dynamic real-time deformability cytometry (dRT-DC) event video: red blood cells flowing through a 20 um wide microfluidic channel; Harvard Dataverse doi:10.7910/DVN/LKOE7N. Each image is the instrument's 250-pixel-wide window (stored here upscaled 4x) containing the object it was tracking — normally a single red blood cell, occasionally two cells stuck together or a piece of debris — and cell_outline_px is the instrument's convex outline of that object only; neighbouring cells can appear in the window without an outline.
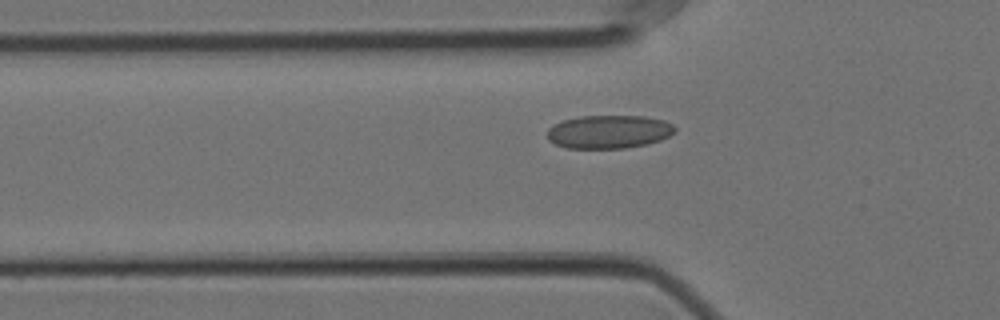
{"species": "Egyptian fruit bat (a non-hibernating species)", "species_latin": "Rousettus aegyptiacus", "temperature_condition": "cold", "stored_images_in_passage": 52, "camera_frame_rate_fps": 3000, "um_per_image_px": 0.085, "animal": {"sex": "female"}, "frame": {"image": 1, "passage_image": 18, "time_ms": 5.667, "image_size_px": [1000, 320], "cell_outline_px": [[676, 132], [660, 140], [648, 144], [624, 148], [568, 148], [556, 144], [548, 140], [548, 128], [552, 124], [564, 120], [580, 116], [644, 116], [664, 120], [672, 124], [676, 128]], "centroid_in_image_um": [51.76, 11.2], "position_along_channel_um": 74.0, "area_um2": 24.85}}
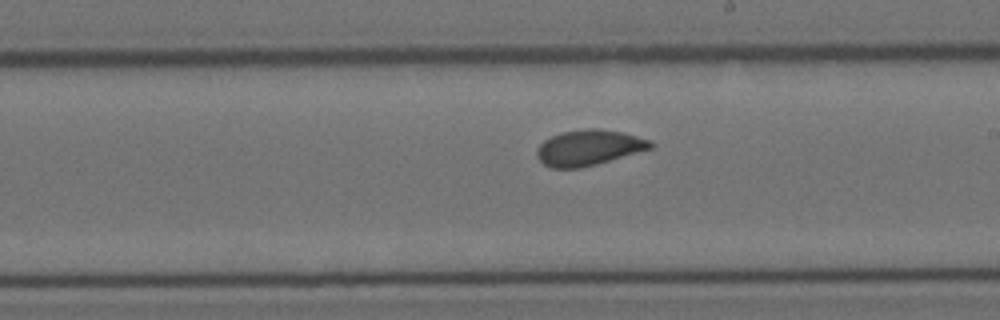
{"frame": {"image": 2, "passage_image": 32, "time_ms": 10.333, "image_size_px": [1000, 320], "cell_outline_px": [[656, 144], [652, 148], [596, 164], [580, 168], [552, 168], [544, 164], [536, 156], [536, 152], [540, 144], [544, 140], [552, 136], [564, 132], [584, 128], [600, 128], [620, 132], [652, 140]], "centroid_in_image_um": [50.06, 12.54], "position_along_channel_um": 238.9, "area_um2": 23.47}}
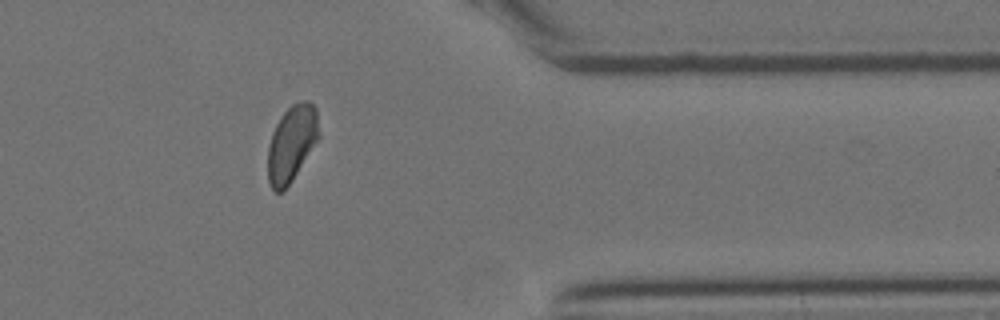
{"frame": {"image": 3, "passage_image": 46, "time_ms": 15.0, "image_size_px": [1000, 320], "cell_outline_px": [[320, 136], [292, 180], [284, 192], [276, 192], [272, 188], [268, 180], [268, 144], [272, 132], [280, 116], [292, 104], [300, 100], [308, 100], [316, 108]], "centroid_in_image_um": [24.78, 12.18], "position_along_channel_um": 386.6, "area_um2": 22.72}, "authors_computed_cell_mechanics": {"area_um2": 23.6402, "velocity_mm_per_s": 3.5151, "shape_relaxation_time_tau1_ms": 6.9307, "shape_relaxation_time_tau2_ms": 0.6275, "deformation_change_tau1": 0.1043, "deformation_change_tau2": 0.0589}}